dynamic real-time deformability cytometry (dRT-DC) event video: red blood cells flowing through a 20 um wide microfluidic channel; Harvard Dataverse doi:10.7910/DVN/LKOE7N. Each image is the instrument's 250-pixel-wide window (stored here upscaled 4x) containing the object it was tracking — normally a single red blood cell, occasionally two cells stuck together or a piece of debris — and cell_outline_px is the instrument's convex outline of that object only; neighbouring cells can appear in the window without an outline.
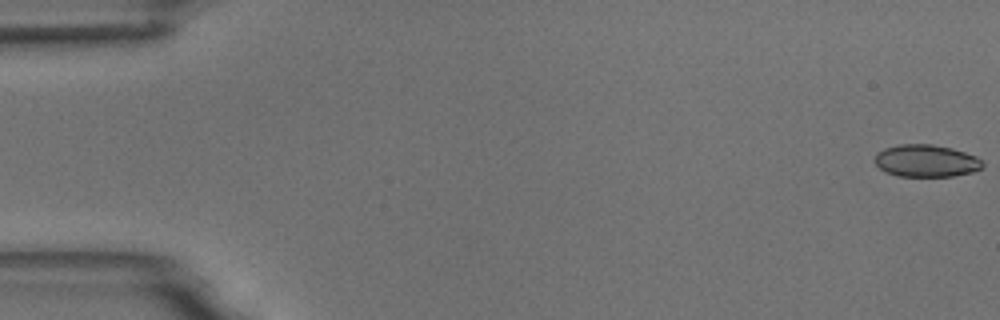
{"species": "common noctule bat (a hibernating species)", "species_latin": "Nyctalus noctula", "temperature_condition": "room temperature", "stored_images_in_passage": 11, "camera_frame_rate_fps": 3000, "um_per_image_px": 0.085, "animal": {"sex": "male", "body_mass_g": 18.8}, "frame": {"image": 1, "passage_image": 1, "time_ms": 0.0, "image_size_px": [1000, 320], "cell_outline_px": [[984, 164], [980, 168], [972, 172], [952, 176], [900, 176], [884, 172], [872, 160], [876, 152], [884, 148], [900, 144], [932, 144], [952, 148], [976, 156]], "centroid_in_image_um": [78.66, 13.66], "position_along_channel_um": 6.3, "area_um2": 20.35}}
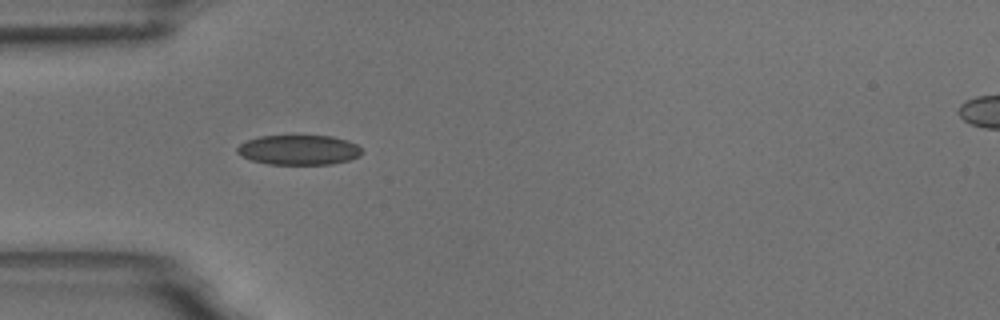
{"frame": {"image": 2, "passage_image": 5, "time_ms": 5.333, "image_size_px": [1000, 320], "cell_outline_px": [[364, 152], [360, 156], [348, 160], [332, 164], [268, 164], [252, 160], [240, 156], [236, 152], [236, 148], [240, 144], [248, 140], [260, 136], [332, 136], [348, 140], [356, 144]], "centroid_in_image_um": [25.41, 12.74], "position_along_channel_um": 59.6, "area_um2": 21.73}}
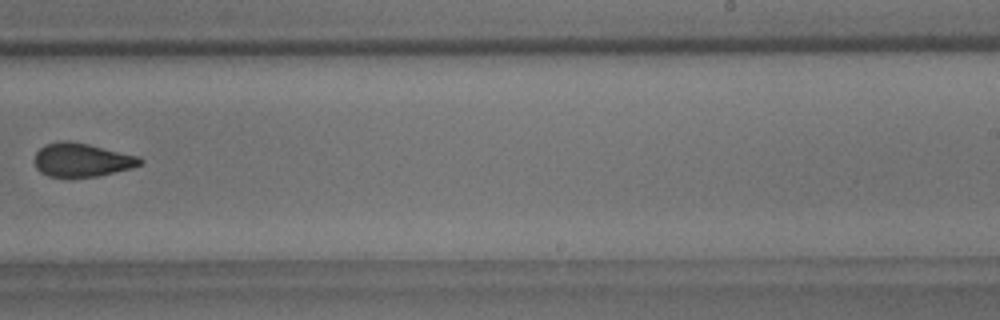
{"frame": {"image": 3, "passage_image": 10, "time_ms": 11.333, "image_size_px": [1000, 320], "cell_outline_px": [[144, 160], [140, 164], [132, 168], [96, 176], [48, 176], [40, 172], [36, 168], [32, 160], [36, 152], [44, 144], [60, 140], [68, 140], [88, 144], [140, 156]], "centroid_in_image_um": [6.92, 13.57], "position_along_channel_um": 282.1, "area_um2": 20.75}}